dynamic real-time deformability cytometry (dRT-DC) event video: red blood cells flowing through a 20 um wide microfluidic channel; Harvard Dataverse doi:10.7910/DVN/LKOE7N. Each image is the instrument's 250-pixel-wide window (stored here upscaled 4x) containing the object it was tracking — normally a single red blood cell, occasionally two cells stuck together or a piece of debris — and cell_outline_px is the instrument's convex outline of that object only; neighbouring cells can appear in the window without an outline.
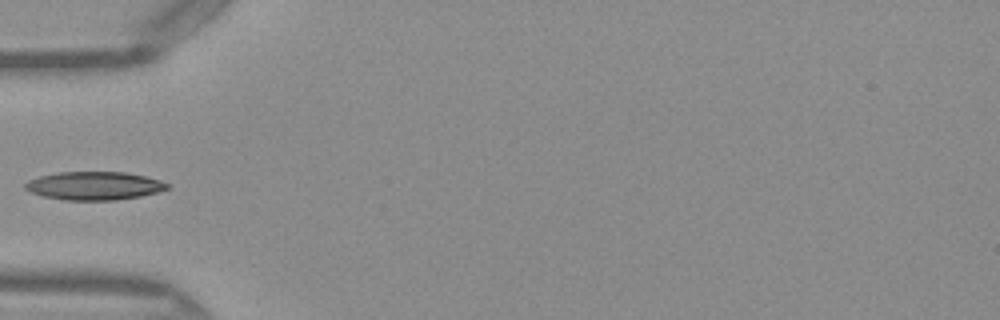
{"species": "Egyptian fruit bat (a non-hibernating species)", "species_latin": "Rousettus aegyptiacus", "temperature_condition": "warm", "stored_images_in_passage": 34, "camera_frame_rate_fps": 3000, "um_per_image_px": 0.085, "frame": {"image": 1, "passage_image": 1, "time_ms": 0.0, "image_size_px": [1000, 320], "cell_outline_px": [[168, 188], [160, 192], [140, 196], [116, 200], [64, 200], [44, 196], [28, 192], [24, 188], [24, 184], [28, 180], [40, 176], [60, 172], [124, 172], [144, 176], [160, 180], [168, 184]], "centroid_in_image_um": [7.99, 15.79], "position_along_channel_um": 77.0, "area_um2": 23.41}}
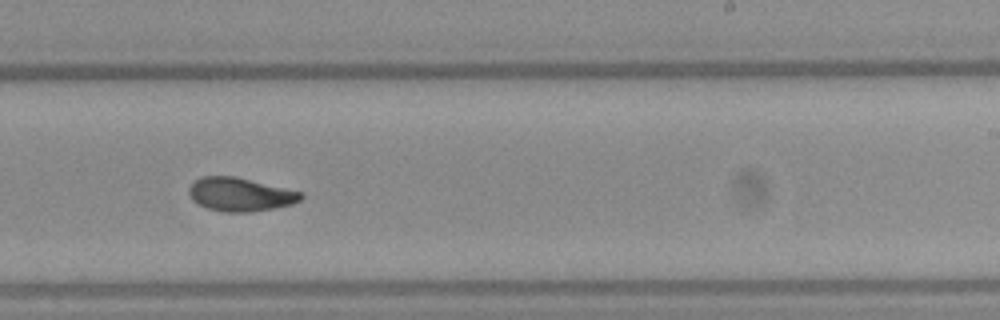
{"frame": {"image": 2, "passage_image": 15, "time_ms": 4.667, "image_size_px": [1000, 320], "cell_outline_px": [[304, 196], [300, 200], [292, 204], [272, 208], [248, 212], [224, 212], [208, 208], [192, 200], [188, 192], [188, 188], [200, 176], [236, 176], [304, 192]], "centroid_in_image_um": [20.43, 16.51], "position_along_channel_um": 268.6, "area_um2": 21.91}}
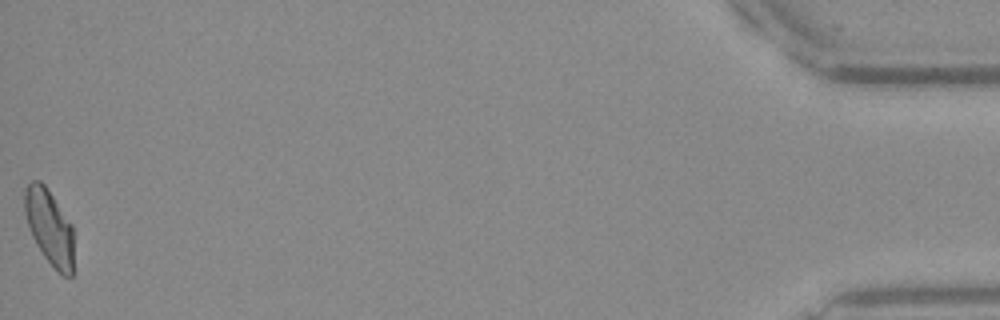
{"frame": {"image": 3, "passage_image": 34, "time_ms": 11.0, "image_size_px": [1000, 320], "cell_outline_px": [[76, 272], [72, 276], [64, 276], [56, 272], [44, 256], [36, 244], [32, 236], [24, 212], [24, 192], [28, 184], [32, 180], [40, 180], [44, 184], [72, 224]], "centroid_in_image_um": [4.25, 19.39], "position_along_channel_um": 430.9, "area_um2": 22.14}}